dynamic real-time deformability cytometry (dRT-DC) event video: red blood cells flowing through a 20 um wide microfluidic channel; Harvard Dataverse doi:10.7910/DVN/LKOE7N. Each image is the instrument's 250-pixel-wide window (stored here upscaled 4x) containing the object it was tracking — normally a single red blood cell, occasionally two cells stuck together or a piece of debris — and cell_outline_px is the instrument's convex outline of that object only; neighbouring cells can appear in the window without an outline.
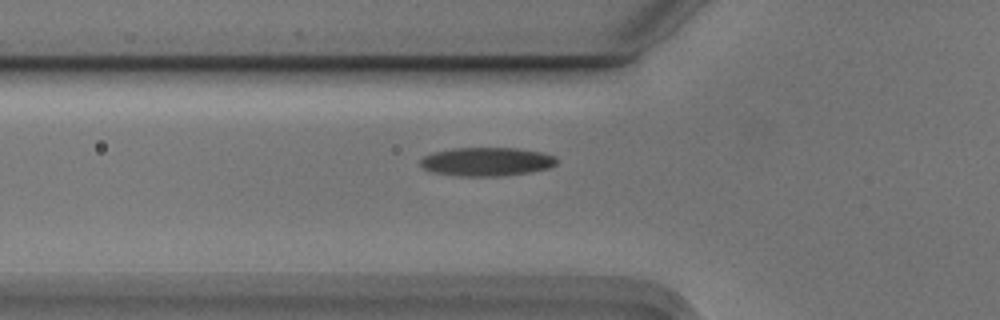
{"species": "Egyptian fruit bat (a non-hibernating species)", "species_latin": "Rousettus aegyptiacus", "temperature_condition": "cold", "stored_images_in_passage": 7, "camera_frame_rate_fps": 3000, "um_per_image_px": 0.085, "animal": {"sex": "male"}, "frame": {"image": 1, "passage_image": 7, "time_ms": 2.0, "image_size_px": [1000, 320], "cell_outline_px": [[556, 164], [548, 168], [528, 172], [500, 176], [456, 176], [432, 172], [424, 168], [420, 164], [420, 160], [424, 156], [432, 152], [452, 148], [516, 148], [540, 152], [556, 156]], "centroid_in_image_um": [41.33, 13.74], "position_along_channel_um": 84.5, "area_um2": 22.72}}